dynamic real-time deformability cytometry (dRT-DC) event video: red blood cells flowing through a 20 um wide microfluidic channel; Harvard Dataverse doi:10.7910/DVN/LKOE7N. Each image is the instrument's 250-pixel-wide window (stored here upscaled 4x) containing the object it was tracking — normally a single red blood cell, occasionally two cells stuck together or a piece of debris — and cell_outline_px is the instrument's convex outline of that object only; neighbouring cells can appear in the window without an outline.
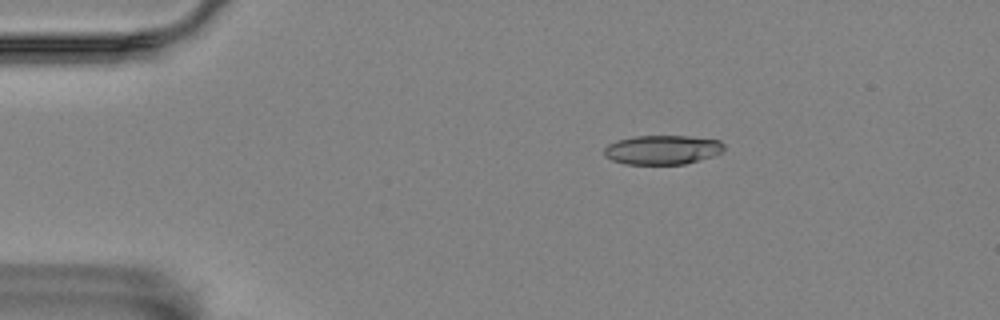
{"species": "Egyptian fruit bat (a non-hibernating species)", "species_latin": "Rousettus aegyptiacus", "temperature_condition": "room temperature", "stored_images_in_passage": 2, "camera_frame_rate_fps": 3000, "um_per_image_px": 0.085, "animal": {"sex": "female"}, "frame": {"image": 1, "passage_image": 1, "time_ms": 0.0, "image_size_px": [1000, 320], "cell_outline_px": [[724, 152], [712, 156], [684, 164], [624, 164], [612, 160], [604, 156], [604, 148], [608, 144], [616, 140], [632, 136], [688, 136], [720, 140], [724, 144]], "centroid_in_image_um": [56.29, 12.73], "position_along_channel_um": 28.7, "area_um2": 20.58}}